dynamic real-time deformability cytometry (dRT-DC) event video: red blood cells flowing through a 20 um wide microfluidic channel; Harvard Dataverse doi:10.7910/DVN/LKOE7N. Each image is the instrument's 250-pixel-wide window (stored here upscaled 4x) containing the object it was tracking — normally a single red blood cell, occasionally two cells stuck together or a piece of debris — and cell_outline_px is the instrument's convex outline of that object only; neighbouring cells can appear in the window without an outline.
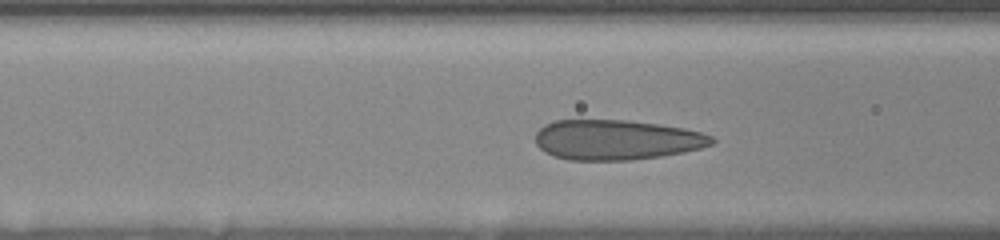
{"species": "human", "species_latin": "Homo sapiens", "temperature_condition": "room temperature", "stored_images_in_passage": 30, "camera_frame_rate_fps": 3000, "um_per_image_px": 0.085, "donor": {"sex": "female"}, "frame": {"image": 1, "passage_image": 7, "time_ms": 2.0, "image_size_px": [1000, 240], "cell_outline_px": [[716, 140], [712, 144], [700, 148], [684, 152], [660, 156], [632, 160], [568, 160], [552, 156], [544, 152], [536, 144], [536, 132], [544, 124], [556, 120], [628, 120], [660, 124], [684, 128], [700, 132], [712, 136]], "centroid_in_image_um": [52.38, 11.88], "position_along_channel_um": 114.2, "area_um2": 41.38}}
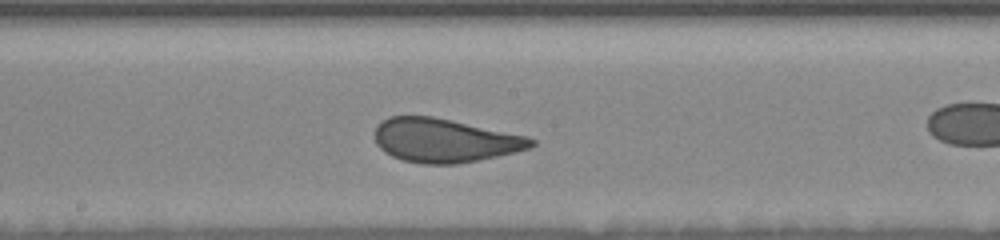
{"frame": {"image": 2, "passage_image": 15, "time_ms": 4.667, "image_size_px": [1000, 240], "cell_outline_px": [[536, 144], [528, 148], [516, 152], [456, 164], [424, 164], [404, 160], [392, 156], [384, 152], [376, 144], [376, 124], [388, 116], [432, 116], [452, 120], [528, 136], [536, 140]], "centroid_in_image_um": [37.78, 11.93], "position_along_channel_um": 210.4, "area_um2": 39.82}}
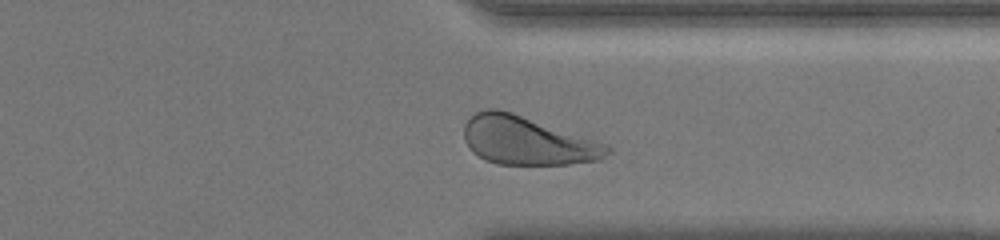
{"frame": {"image": 3, "passage_image": 28, "time_ms": 9.0, "image_size_px": [1000, 240], "cell_outline_px": [[612, 152], [600, 160], [568, 164], [496, 164], [484, 160], [472, 152], [468, 148], [464, 140], [464, 124], [476, 112], [488, 108], [496, 108], [512, 112], [608, 144], [612, 148]], "centroid_in_image_um": [44.82, 11.96], "position_along_channel_um": 366.6, "area_um2": 40.63}}